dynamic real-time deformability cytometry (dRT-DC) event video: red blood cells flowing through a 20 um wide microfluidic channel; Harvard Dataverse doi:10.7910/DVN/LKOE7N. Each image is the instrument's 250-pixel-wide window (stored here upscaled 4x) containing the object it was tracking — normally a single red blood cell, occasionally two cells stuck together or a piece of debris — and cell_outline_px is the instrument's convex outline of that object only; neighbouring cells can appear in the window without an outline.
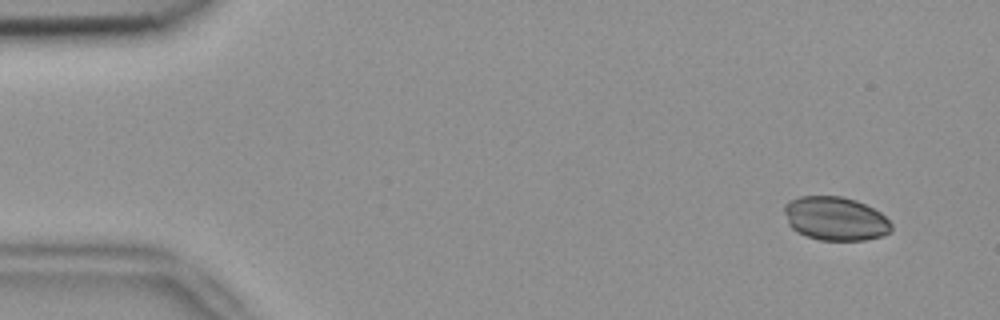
{"species": "common noctule bat (a hibernating species)", "species_latin": "Nyctalus noctula", "temperature_condition": "room temperature", "stored_images_in_passage": 50, "camera_frame_rate_fps": 3000, "um_per_image_px": 0.085, "animal": {"sex": "female", "body_mass_g": 18.4}, "frame": {"image": 1, "passage_image": 1, "time_ms": 0.0, "image_size_px": [1000, 320], "cell_outline_px": [[892, 232], [884, 236], [864, 240], [820, 240], [796, 232], [788, 224], [784, 212], [784, 204], [800, 196], [840, 196], [856, 200], [880, 212], [892, 224]], "centroid_in_image_um": [71.02, 18.59], "position_along_channel_um": 14.0, "area_um2": 27.34}}
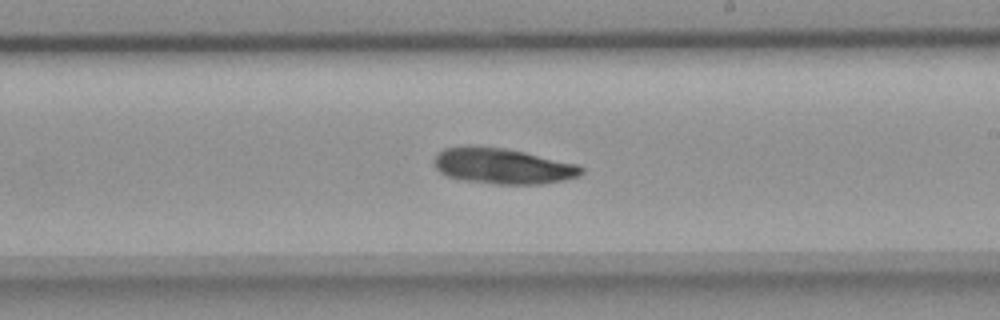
{"frame": {"image": 2, "passage_image": 28, "time_ms": 9.0, "image_size_px": [1000, 320], "cell_outline_px": [[584, 172], [580, 176], [564, 180], [540, 184], [492, 184], [464, 180], [448, 176], [440, 172], [432, 164], [432, 160], [436, 152], [444, 148], [468, 144], [504, 148], [524, 152], [576, 164], [584, 168]], "centroid_in_image_um": [42.66, 14.1], "position_along_channel_um": 246.3, "area_um2": 31.04}}
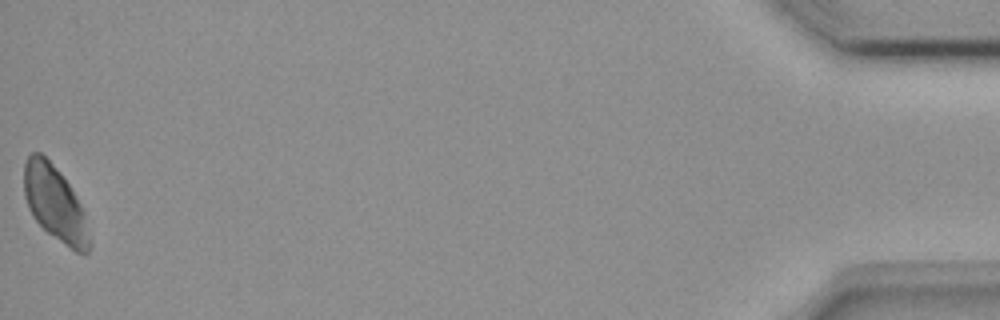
{"frame": {"image": 3, "passage_image": 50, "time_ms": 16.333, "image_size_px": [1000, 320], "cell_outline_px": [[92, 244], [88, 252], [76, 252], [64, 244], [48, 232], [32, 216], [28, 208], [24, 196], [24, 164], [28, 156], [32, 152], [40, 152], [60, 172], [68, 184], [80, 204], [84, 216]], "centroid_in_image_um": [4.65, 17.3], "position_along_channel_um": 430.6, "area_um2": 28.15}}